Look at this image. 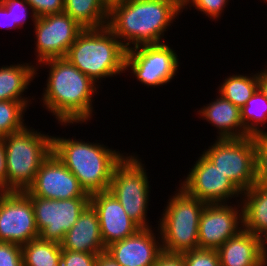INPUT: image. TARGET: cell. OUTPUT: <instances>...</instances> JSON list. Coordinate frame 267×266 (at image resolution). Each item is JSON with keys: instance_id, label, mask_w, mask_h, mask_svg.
I'll return each instance as SVG.
<instances>
[{"instance_id": "cell-1", "label": "cell", "mask_w": 267, "mask_h": 266, "mask_svg": "<svg viewBox=\"0 0 267 266\" xmlns=\"http://www.w3.org/2000/svg\"><path fill=\"white\" fill-rule=\"evenodd\" d=\"M49 68L46 88H43L41 102L43 108L52 113L61 126L87 124L94 116V95L99 85L78 70L66 58L49 59L36 63V75L39 66ZM43 100V101H42Z\"/></svg>"}, {"instance_id": "cell-2", "label": "cell", "mask_w": 267, "mask_h": 266, "mask_svg": "<svg viewBox=\"0 0 267 266\" xmlns=\"http://www.w3.org/2000/svg\"><path fill=\"white\" fill-rule=\"evenodd\" d=\"M182 12V0H125L109 8L107 27L129 50L163 43Z\"/></svg>"}, {"instance_id": "cell-3", "label": "cell", "mask_w": 267, "mask_h": 266, "mask_svg": "<svg viewBox=\"0 0 267 266\" xmlns=\"http://www.w3.org/2000/svg\"><path fill=\"white\" fill-rule=\"evenodd\" d=\"M52 152L76 176L89 195L108 191L115 166L125 157L103 143L52 137Z\"/></svg>"}, {"instance_id": "cell-4", "label": "cell", "mask_w": 267, "mask_h": 266, "mask_svg": "<svg viewBox=\"0 0 267 266\" xmlns=\"http://www.w3.org/2000/svg\"><path fill=\"white\" fill-rule=\"evenodd\" d=\"M126 53L125 46L105 26L83 29L65 58L100 86L101 80L125 73Z\"/></svg>"}, {"instance_id": "cell-5", "label": "cell", "mask_w": 267, "mask_h": 266, "mask_svg": "<svg viewBox=\"0 0 267 266\" xmlns=\"http://www.w3.org/2000/svg\"><path fill=\"white\" fill-rule=\"evenodd\" d=\"M26 125L3 137L6 162V191H26L41 164L52 153V137Z\"/></svg>"}, {"instance_id": "cell-6", "label": "cell", "mask_w": 267, "mask_h": 266, "mask_svg": "<svg viewBox=\"0 0 267 266\" xmlns=\"http://www.w3.org/2000/svg\"><path fill=\"white\" fill-rule=\"evenodd\" d=\"M174 192L157 223L162 250L182 254L199 248V220L206 203L189 194L182 186Z\"/></svg>"}, {"instance_id": "cell-7", "label": "cell", "mask_w": 267, "mask_h": 266, "mask_svg": "<svg viewBox=\"0 0 267 266\" xmlns=\"http://www.w3.org/2000/svg\"><path fill=\"white\" fill-rule=\"evenodd\" d=\"M142 162L137 153H126L115 166L108 191L121 203L131 219L141 228H149L152 227L147 221L151 185Z\"/></svg>"}, {"instance_id": "cell-8", "label": "cell", "mask_w": 267, "mask_h": 266, "mask_svg": "<svg viewBox=\"0 0 267 266\" xmlns=\"http://www.w3.org/2000/svg\"><path fill=\"white\" fill-rule=\"evenodd\" d=\"M202 154L243 193L255 184L256 137L223 138Z\"/></svg>"}, {"instance_id": "cell-9", "label": "cell", "mask_w": 267, "mask_h": 266, "mask_svg": "<svg viewBox=\"0 0 267 266\" xmlns=\"http://www.w3.org/2000/svg\"><path fill=\"white\" fill-rule=\"evenodd\" d=\"M167 43L142 45L127 50L125 71L129 73L130 70L133 77L148 88L172 82L181 64L176 50Z\"/></svg>"}, {"instance_id": "cell-10", "label": "cell", "mask_w": 267, "mask_h": 266, "mask_svg": "<svg viewBox=\"0 0 267 266\" xmlns=\"http://www.w3.org/2000/svg\"><path fill=\"white\" fill-rule=\"evenodd\" d=\"M28 197L33 204L39 238L57 243L62 242L65 234L90 204V198L53 200Z\"/></svg>"}, {"instance_id": "cell-11", "label": "cell", "mask_w": 267, "mask_h": 266, "mask_svg": "<svg viewBox=\"0 0 267 266\" xmlns=\"http://www.w3.org/2000/svg\"><path fill=\"white\" fill-rule=\"evenodd\" d=\"M35 31V56L40 64L49 59L65 58L70 46L84 29L65 12L37 17Z\"/></svg>"}, {"instance_id": "cell-12", "label": "cell", "mask_w": 267, "mask_h": 266, "mask_svg": "<svg viewBox=\"0 0 267 266\" xmlns=\"http://www.w3.org/2000/svg\"><path fill=\"white\" fill-rule=\"evenodd\" d=\"M39 237L33 204L21 191L0 195V242L24 245Z\"/></svg>"}, {"instance_id": "cell-13", "label": "cell", "mask_w": 267, "mask_h": 266, "mask_svg": "<svg viewBox=\"0 0 267 266\" xmlns=\"http://www.w3.org/2000/svg\"><path fill=\"white\" fill-rule=\"evenodd\" d=\"M184 178L179 186L206 204L230 203L233 197L241 201L243 193L203 154Z\"/></svg>"}, {"instance_id": "cell-14", "label": "cell", "mask_w": 267, "mask_h": 266, "mask_svg": "<svg viewBox=\"0 0 267 266\" xmlns=\"http://www.w3.org/2000/svg\"><path fill=\"white\" fill-rule=\"evenodd\" d=\"M237 202V205L232 202L205 205L199 220L200 249L217 250L243 230L242 203L239 199Z\"/></svg>"}, {"instance_id": "cell-15", "label": "cell", "mask_w": 267, "mask_h": 266, "mask_svg": "<svg viewBox=\"0 0 267 266\" xmlns=\"http://www.w3.org/2000/svg\"><path fill=\"white\" fill-rule=\"evenodd\" d=\"M23 192L27 196L53 200L90 198L76 176L53 152L41 164L32 185Z\"/></svg>"}, {"instance_id": "cell-16", "label": "cell", "mask_w": 267, "mask_h": 266, "mask_svg": "<svg viewBox=\"0 0 267 266\" xmlns=\"http://www.w3.org/2000/svg\"><path fill=\"white\" fill-rule=\"evenodd\" d=\"M140 228L135 234L113 242L106 247V253L121 266H155L162 250L161 234L155 229Z\"/></svg>"}, {"instance_id": "cell-17", "label": "cell", "mask_w": 267, "mask_h": 266, "mask_svg": "<svg viewBox=\"0 0 267 266\" xmlns=\"http://www.w3.org/2000/svg\"><path fill=\"white\" fill-rule=\"evenodd\" d=\"M90 205L97 212L105 247L132 236L141 228L109 191L90 195Z\"/></svg>"}, {"instance_id": "cell-18", "label": "cell", "mask_w": 267, "mask_h": 266, "mask_svg": "<svg viewBox=\"0 0 267 266\" xmlns=\"http://www.w3.org/2000/svg\"><path fill=\"white\" fill-rule=\"evenodd\" d=\"M62 250L101 254L106 251L97 212L89 204L79 215L76 223L65 234Z\"/></svg>"}, {"instance_id": "cell-19", "label": "cell", "mask_w": 267, "mask_h": 266, "mask_svg": "<svg viewBox=\"0 0 267 266\" xmlns=\"http://www.w3.org/2000/svg\"><path fill=\"white\" fill-rule=\"evenodd\" d=\"M221 266H267L263 239L241 230L217 249Z\"/></svg>"}, {"instance_id": "cell-20", "label": "cell", "mask_w": 267, "mask_h": 266, "mask_svg": "<svg viewBox=\"0 0 267 266\" xmlns=\"http://www.w3.org/2000/svg\"><path fill=\"white\" fill-rule=\"evenodd\" d=\"M216 97L213 102L203 105L197 111L199 118L217 129L218 139L250 136L242 123L240 108L219 93Z\"/></svg>"}, {"instance_id": "cell-21", "label": "cell", "mask_w": 267, "mask_h": 266, "mask_svg": "<svg viewBox=\"0 0 267 266\" xmlns=\"http://www.w3.org/2000/svg\"><path fill=\"white\" fill-rule=\"evenodd\" d=\"M243 229L255 236L267 235V186L254 184L243 192Z\"/></svg>"}, {"instance_id": "cell-22", "label": "cell", "mask_w": 267, "mask_h": 266, "mask_svg": "<svg viewBox=\"0 0 267 266\" xmlns=\"http://www.w3.org/2000/svg\"><path fill=\"white\" fill-rule=\"evenodd\" d=\"M36 77V65L32 63H17L0 67V101H31L24 96L30 83ZM34 98V99H33Z\"/></svg>"}, {"instance_id": "cell-23", "label": "cell", "mask_w": 267, "mask_h": 266, "mask_svg": "<svg viewBox=\"0 0 267 266\" xmlns=\"http://www.w3.org/2000/svg\"><path fill=\"white\" fill-rule=\"evenodd\" d=\"M64 12L84 29L107 26L109 8L102 0H64Z\"/></svg>"}, {"instance_id": "cell-24", "label": "cell", "mask_w": 267, "mask_h": 266, "mask_svg": "<svg viewBox=\"0 0 267 266\" xmlns=\"http://www.w3.org/2000/svg\"><path fill=\"white\" fill-rule=\"evenodd\" d=\"M250 75L234 74L225 77L218 86L217 93L241 109L259 88V71Z\"/></svg>"}, {"instance_id": "cell-25", "label": "cell", "mask_w": 267, "mask_h": 266, "mask_svg": "<svg viewBox=\"0 0 267 266\" xmlns=\"http://www.w3.org/2000/svg\"><path fill=\"white\" fill-rule=\"evenodd\" d=\"M24 266H60L61 244L39 237L21 246Z\"/></svg>"}, {"instance_id": "cell-26", "label": "cell", "mask_w": 267, "mask_h": 266, "mask_svg": "<svg viewBox=\"0 0 267 266\" xmlns=\"http://www.w3.org/2000/svg\"><path fill=\"white\" fill-rule=\"evenodd\" d=\"M240 112L245 131L250 136L267 134V99L259 88L240 109Z\"/></svg>"}, {"instance_id": "cell-27", "label": "cell", "mask_w": 267, "mask_h": 266, "mask_svg": "<svg viewBox=\"0 0 267 266\" xmlns=\"http://www.w3.org/2000/svg\"><path fill=\"white\" fill-rule=\"evenodd\" d=\"M30 104H32V101H0L1 137L20 131L27 125L23 117Z\"/></svg>"}, {"instance_id": "cell-28", "label": "cell", "mask_w": 267, "mask_h": 266, "mask_svg": "<svg viewBox=\"0 0 267 266\" xmlns=\"http://www.w3.org/2000/svg\"><path fill=\"white\" fill-rule=\"evenodd\" d=\"M230 0H182V10L194 7L198 12L205 14L208 18L215 19L221 17L226 5Z\"/></svg>"}, {"instance_id": "cell-29", "label": "cell", "mask_w": 267, "mask_h": 266, "mask_svg": "<svg viewBox=\"0 0 267 266\" xmlns=\"http://www.w3.org/2000/svg\"><path fill=\"white\" fill-rule=\"evenodd\" d=\"M1 2L7 10L11 11L12 25H16L18 29L24 27L27 22L26 20L29 18V13L34 25L37 16L26 0H1Z\"/></svg>"}, {"instance_id": "cell-30", "label": "cell", "mask_w": 267, "mask_h": 266, "mask_svg": "<svg viewBox=\"0 0 267 266\" xmlns=\"http://www.w3.org/2000/svg\"><path fill=\"white\" fill-rule=\"evenodd\" d=\"M186 266H221L217 250L193 249L181 254Z\"/></svg>"}, {"instance_id": "cell-31", "label": "cell", "mask_w": 267, "mask_h": 266, "mask_svg": "<svg viewBox=\"0 0 267 266\" xmlns=\"http://www.w3.org/2000/svg\"><path fill=\"white\" fill-rule=\"evenodd\" d=\"M255 184L267 186V134L256 137Z\"/></svg>"}, {"instance_id": "cell-32", "label": "cell", "mask_w": 267, "mask_h": 266, "mask_svg": "<svg viewBox=\"0 0 267 266\" xmlns=\"http://www.w3.org/2000/svg\"><path fill=\"white\" fill-rule=\"evenodd\" d=\"M0 266H24L21 245L0 242Z\"/></svg>"}, {"instance_id": "cell-33", "label": "cell", "mask_w": 267, "mask_h": 266, "mask_svg": "<svg viewBox=\"0 0 267 266\" xmlns=\"http://www.w3.org/2000/svg\"><path fill=\"white\" fill-rule=\"evenodd\" d=\"M97 254L62 250L60 266H96Z\"/></svg>"}, {"instance_id": "cell-34", "label": "cell", "mask_w": 267, "mask_h": 266, "mask_svg": "<svg viewBox=\"0 0 267 266\" xmlns=\"http://www.w3.org/2000/svg\"><path fill=\"white\" fill-rule=\"evenodd\" d=\"M37 17L64 12V0H26Z\"/></svg>"}, {"instance_id": "cell-35", "label": "cell", "mask_w": 267, "mask_h": 266, "mask_svg": "<svg viewBox=\"0 0 267 266\" xmlns=\"http://www.w3.org/2000/svg\"><path fill=\"white\" fill-rule=\"evenodd\" d=\"M155 266H186L181 254L162 252L158 257Z\"/></svg>"}, {"instance_id": "cell-36", "label": "cell", "mask_w": 267, "mask_h": 266, "mask_svg": "<svg viewBox=\"0 0 267 266\" xmlns=\"http://www.w3.org/2000/svg\"><path fill=\"white\" fill-rule=\"evenodd\" d=\"M0 188L6 191V162H5V145L3 137L0 136Z\"/></svg>"}, {"instance_id": "cell-37", "label": "cell", "mask_w": 267, "mask_h": 266, "mask_svg": "<svg viewBox=\"0 0 267 266\" xmlns=\"http://www.w3.org/2000/svg\"><path fill=\"white\" fill-rule=\"evenodd\" d=\"M0 27L11 30L18 28L16 25H12L11 11L7 10L2 2H0Z\"/></svg>"}, {"instance_id": "cell-38", "label": "cell", "mask_w": 267, "mask_h": 266, "mask_svg": "<svg viewBox=\"0 0 267 266\" xmlns=\"http://www.w3.org/2000/svg\"><path fill=\"white\" fill-rule=\"evenodd\" d=\"M96 266H121L106 252L98 255Z\"/></svg>"}, {"instance_id": "cell-39", "label": "cell", "mask_w": 267, "mask_h": 266, "mask_svg": "<svg viewBox=\"0 0 267 266\" xmlns=\"http://www.w3.org/2000/svg\"><path fill=\"white\" fill-rule=\"evenodd\" d=\"M259 89L266 96L267 99V67L259 72Z\"/></svg>"}, {"instance_id": "cell-40", "label": "cell", "mask_w": 267, "mask_h": 266, "mask_svg": "<svg viewBox=\"0 0 267 266\" xmlns=\"http://www.w3.org/2000/svg\"><path fill=\"white\" fill-rule=\"evenodd\" d=\"M105 5L110 8L111 6L115 5V4H118V3H121V2H124L125 0H102Z\"/></svg>"}, {"instance_id": "cell-41", "label": "cell", "mask_w": 267, "mask_h": 266, "mask_svg": "<svg viewBox=\"0 0 267 266\" xmlns=\"http://www.w3.org/2000/svg\"><path fill=\"white\" fill-rule=\"evenodd\" d=\"M263 255H264L265 262L267 264V235L266 237L263 238Z\"/></svg>"}, {"instance_id": "cell-42", "label": "cell", "mask_w": 267, "mask_h": 266, "mask_svg": "<svg viewBox=\"0 0 267 266\" xmlns=\"http://www.w3.org/2000/svg\"><path fill=\"white\" fill-rule=\"evenodd\" d=\"M3 192H4V190H2V189L0 188V195H1Z\"/></svg>"}]
</instances>
